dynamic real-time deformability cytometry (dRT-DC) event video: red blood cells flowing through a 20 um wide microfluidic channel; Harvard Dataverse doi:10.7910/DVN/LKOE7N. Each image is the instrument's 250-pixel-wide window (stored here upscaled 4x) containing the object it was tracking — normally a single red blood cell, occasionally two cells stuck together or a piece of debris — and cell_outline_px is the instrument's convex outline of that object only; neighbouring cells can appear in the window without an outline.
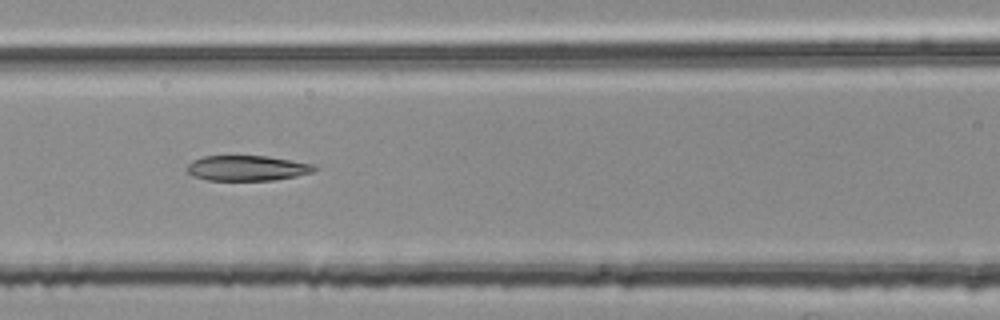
{"species": "common noctule bat (a hibernating species)", "species_latin": "Nyctalus noctula", "temperature_condition": "room temperature", "stored_images_in_passage": 54, "segment_of_instrument_passage": [2, 2], "camera_frame_rate_fps": 3000, "um_per_image_px": 0.085, "animal": {"sex": "female", "body_mass_g": 25.1}, "frame": {"image": 1, "passage_image": 24, "time_ms": 7.667, "image_size_px": [1000, 320], "cell_outline_px": [[316, 168], [312, 172], [296, 176], [272, 180], [208, 180], [196, 176], [188, 172], [188, 164], [192, 160], [204, 156], [268, 156], [292, 160], [312, 164]], "centroid_in_image_um": [21.01, 14.28], "position_along_channel_um": 145.6, "area_um2": 18.5}}
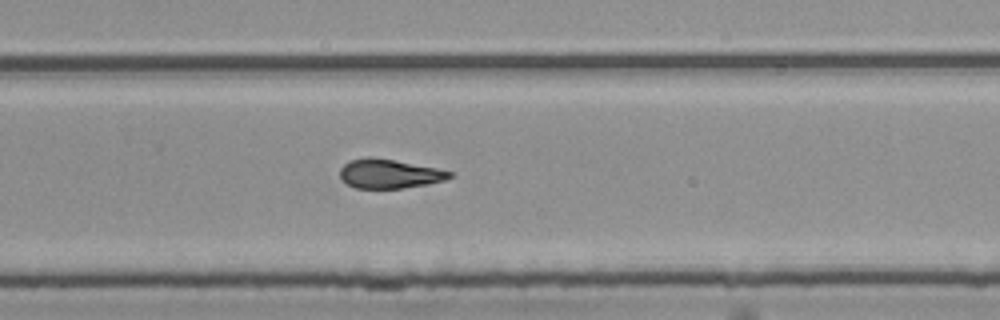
{"frame": {"image": 2, "passage_image": 36, "time_ms": 11.667, "image_size_px": [1000, 320], "cell_outline_px": [[452, 176], [444, 180], [428, 184], [400, 188], [356, 188], [348, 184], [340, 176], [340, 168], [348, 160], [368, 156], [372, 156], [436, 168], [452, 172]], "centroid_in_image_um": [33.05, 14.75], "position_along_channel_um": 296.7, "area_um2": 18.5}}
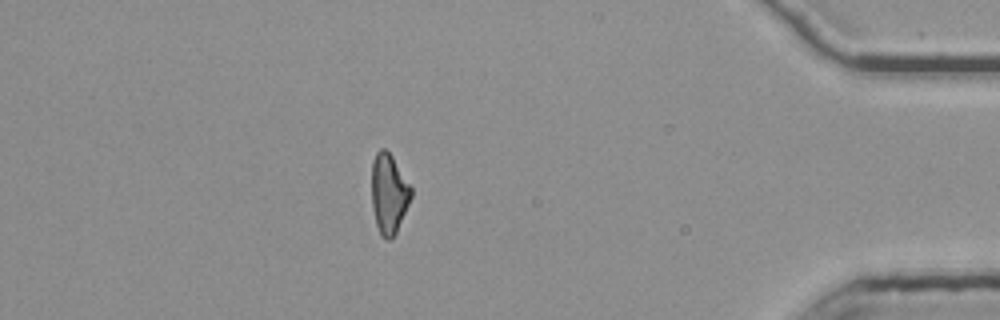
{"frame": {"image": 3, "passage_image": 48, "time_ms": 15.667, "image_size_px": [1000, 320], "cell_outline_px": [[412, 196], [396, 232], [388, 240], [384, 240], [380, 236], [376, 224], [372, 208], [372, 160], [376, 152], [380, 148], [384, 148], [392, 156], [412, 188]], "centroid_in_image_um": [33.04, 16.46], "position_along_channel_um": 402.2, "area_um2": 18.32}}